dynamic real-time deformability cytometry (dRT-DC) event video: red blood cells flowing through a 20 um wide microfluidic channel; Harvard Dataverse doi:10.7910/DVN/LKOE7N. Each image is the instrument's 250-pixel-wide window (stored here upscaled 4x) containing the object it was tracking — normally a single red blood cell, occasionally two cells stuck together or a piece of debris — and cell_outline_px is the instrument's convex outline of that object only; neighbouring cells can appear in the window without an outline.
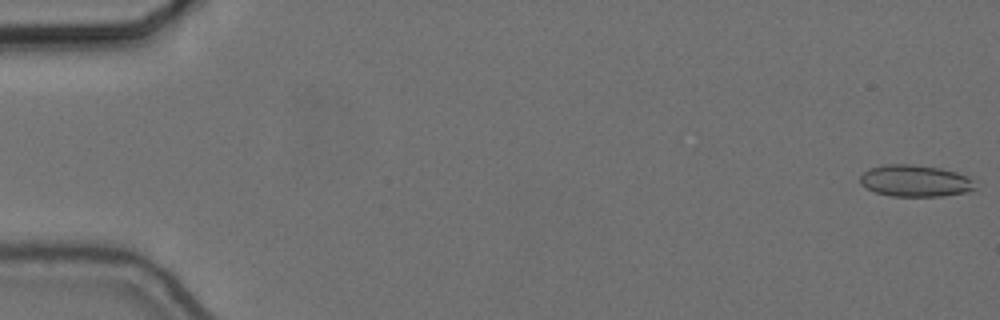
{"species": "common noctule bat (a hibernating species)", "species_latin": "Nyctalus noctula", "temperature_condition": "cold", "stored_images_in_passage": 56, "camera_frame_rate_fps": 3000, "um_per_image_px": 0.085, "animal": {"sex": "female", "body_mass_g": 24.6, "forearm_length_mm": 56.2}, "frame": {"image": 1, "passage_image": 1, "time_ms": 0.0, "image_size_px": [1000, 320], "cell_outline_px": [[976, 188], [968, 192], [940, 196], [892, 196], [876, 192], [864, 188], [860, 184], [860, 176], [868, 168], [884, 164], [912, 164], [940, 168], [956, 172], [968, 176], [972, 180]], "centroid_in_image_um": [77.76, 15.37], "position_along_channel_um": 7.2, "area_um2": 21.39}}
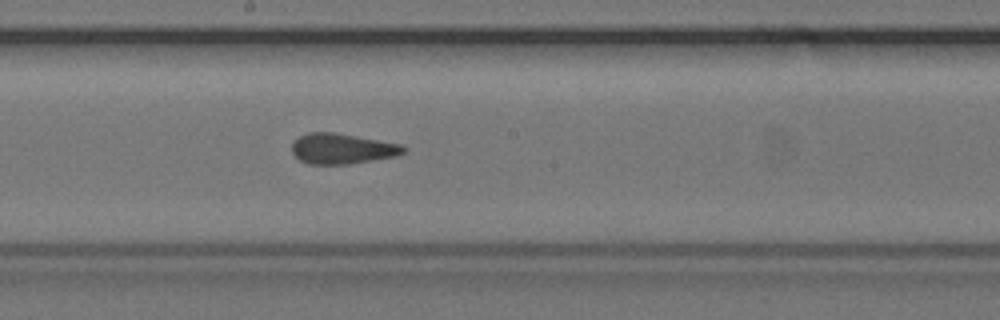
{"frame": {"image": 2, "passage_image": 31, "time_ms": 10.0, "image_size_px": [1000, 320], "cell_outline_px": [[408, 148], [404, 152], [396, 156], [348, 164], [308, 164], [300, 160], [292, 152], [292, 144], [300, 136], [308, 132], [336, 132], [400, 144]], "centroid_in_image_um": [29.08, 12.63], "position_along_channel_um": 219.1, "area_um2": 19.71}}
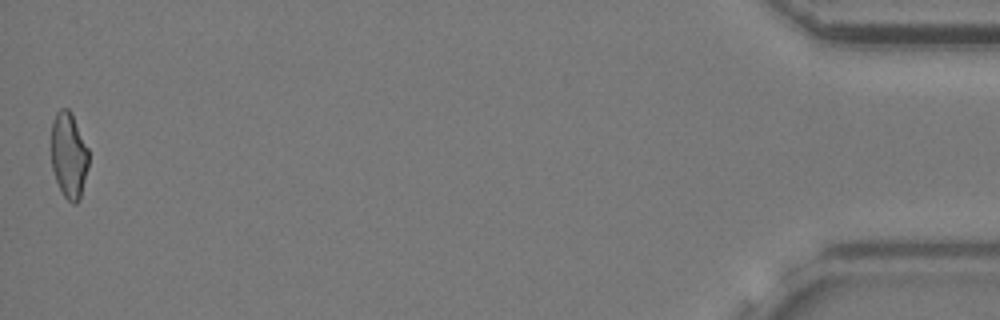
{"frame": {"image": 3, "passage_image": 56, "time_ms": 18.333, "image_size_px": [1000, 320], "cell_outline_px": [[88, 168], [80, 200], [76, 204], [72, 204], [64, 196], [56, 180], [52, 168], [52, 120], [56, 112], [60, 108], [68, 108], [72, 112], [88, 148]], "centroid_in_image_um": [5.86, 13.19], "position_along_channel_um": 429.3, "area_um2": 18.84}, "authors_computed_cell_mechanics": {"area_um2": 20.2878, "velocity_mm_per_s": 3.6648, "shape_relaxation_time_tau1_ms": null, "shape_relaxation_time_tau2_ms": 1.8527, "deformation_change_tau1": null, "deformation_change_tau2": 0.0848}}